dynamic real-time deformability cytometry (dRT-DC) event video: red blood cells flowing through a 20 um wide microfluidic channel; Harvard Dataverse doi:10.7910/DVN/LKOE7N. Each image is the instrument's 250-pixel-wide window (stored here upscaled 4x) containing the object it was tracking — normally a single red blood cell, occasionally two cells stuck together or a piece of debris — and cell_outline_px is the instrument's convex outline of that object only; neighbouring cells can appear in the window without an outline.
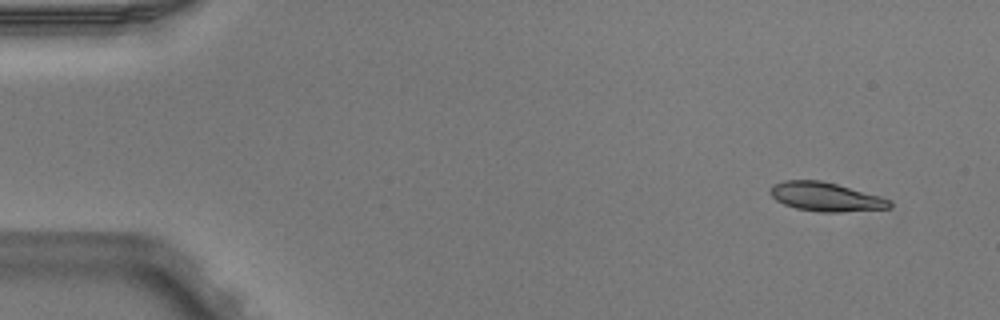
{"species": "Egyptian fruit bat (a non-hibernating species)", "species_latin": "Rousettus aegyptiacus", "temperature_condition": "warm", "stored_images_in_passage": 4, "camera_frame_rate_fps": 3000, "um_per_image_px": 0.085, "animal": {"sex": "male"}, "frame": {"image": 1, "passage_image": 1, "time_ms": 0.0, "image_size_px": [1000, 320], "cell_outline_px": [[892, 208], [840, 212], [820, 212], [796, 208], [784, 204], [776, 200], [768, 192], [772, 184], [784, 180], [820, 180], [836, 184], [876, 196], [888, 200], [892, 204]], "centroid_in_image_um": [70.11, 16.73], "position_along_channel_um": 14.9, "area_um2": 19.83}}
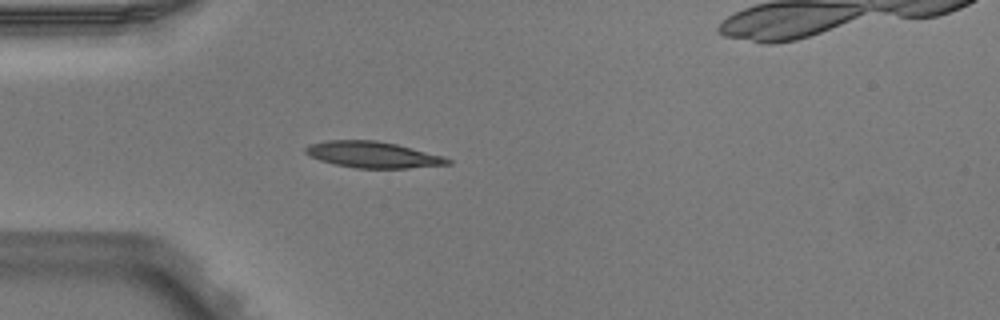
{"frame": {"image": 2, "passage_image": 4, "time_ms": 1.0, "image_size_px": [1000, 320], "cell_outline_px": [[452, 164], [408, 168], [356, 168], [336, 164], [320, 160], [304, 152], [304, 148], [308, 144], [328, 140], [376, 140], [396, 144], [444, 156], [452, 160]], "centroid_in_image_um": [31.71, 13.14], "position_along_channel_um": 53.3, "area_um2": 21.68}}